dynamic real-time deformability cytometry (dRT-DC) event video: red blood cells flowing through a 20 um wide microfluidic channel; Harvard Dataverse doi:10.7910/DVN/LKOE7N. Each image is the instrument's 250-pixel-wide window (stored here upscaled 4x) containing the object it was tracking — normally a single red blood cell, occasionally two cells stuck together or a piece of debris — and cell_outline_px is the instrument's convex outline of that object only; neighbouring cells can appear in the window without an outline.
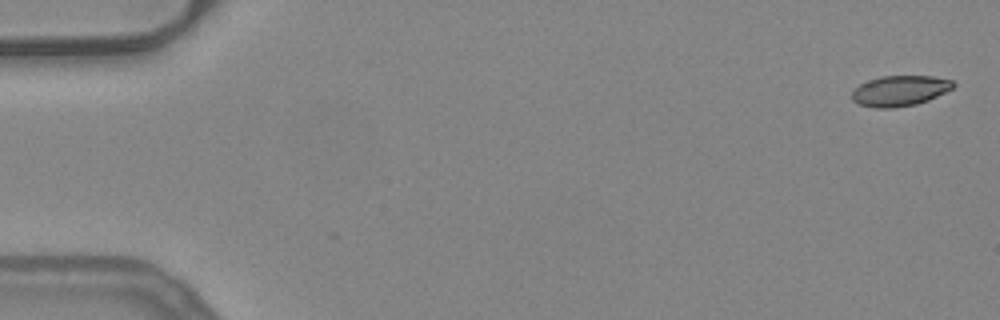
{"species": "common noctule bat (a hibernating species)", "species_latin": "Nyctalus noctula", "temperature_condition": "warm", "stored_images_in_passage": 15, "camera_frame_rate_fps": 3000, "um_per_image_px": 0.085, "animal": {"sex": "female", "body_mass_g": 24.6, "forearm_length_mm": 56.2}, "frame": {"image": 1, "passage_image": 1, "time_ms": 0.0, "image_size_px": [1000, 320], "cell_outline_px": [[956, 84], [952, 88], [928, 100], [916, 104], [892, 108], [876, 108], [860, 104], [852, 100], [852, 92], [860, 84], [868, 80], [880, 76], [932, 76], [952, 80]], "centroid_in_image_um": [76.48, 7.71], "position_along_channel_um": 8.5, "area_um2": 17.86}}
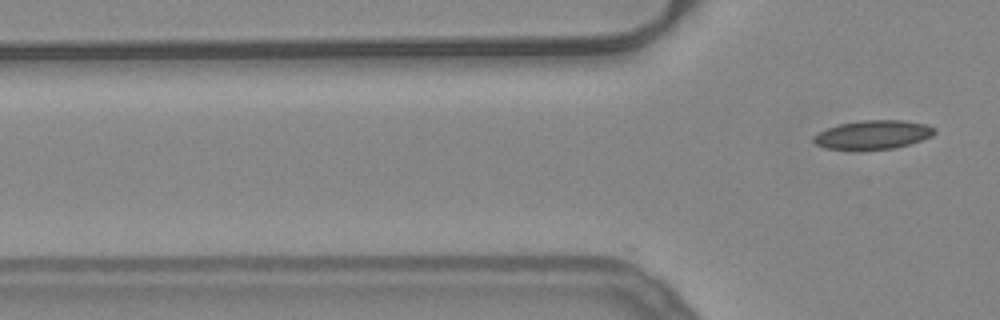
{"frame": {"image": 2, "passage_image": 15, "time_ms": 4.667, "image_size_px": [1000, 320], "cell_outline_px": [[936, 132], [932, 136], [896, 148], [860, 152], [856, 152], [824, 148], [816, 144], [812, 140], [812, 136], [828, 128], [840, 124], [860, 120], [900, 120], [928, 124], [936, 128]], "centroid_in_image_um": [74.17, 11.49], "position_along_channel_um": 51.6, "area_um2": 20.98}}